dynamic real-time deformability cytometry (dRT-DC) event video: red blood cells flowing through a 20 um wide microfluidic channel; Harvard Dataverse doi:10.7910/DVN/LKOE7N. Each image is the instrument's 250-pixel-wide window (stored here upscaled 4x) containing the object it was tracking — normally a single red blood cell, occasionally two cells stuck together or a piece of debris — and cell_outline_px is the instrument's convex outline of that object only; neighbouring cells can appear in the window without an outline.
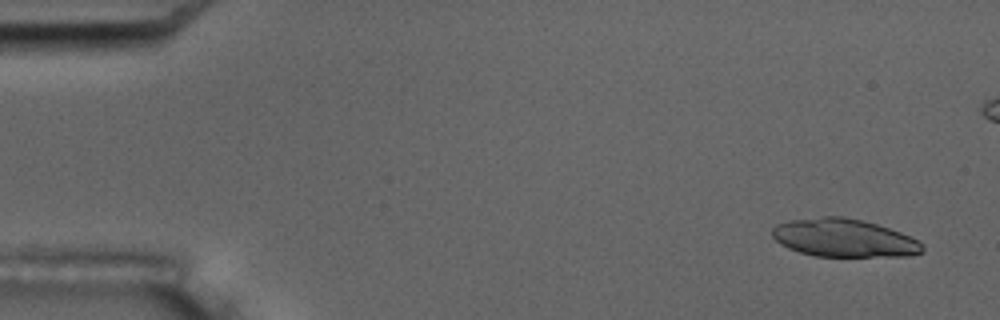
{"species": "common noctule bat (a hibernating species)", "species_latin": "Nyctalus noctula", "temperature_condition": "room temperature", "stored_images_in_passage": 5, "camera_frame_rate_fps": 3000, "um_per_image_px": 0.085, "animal": {"sex": "male", "body_mass_g": 17.5, "forearm_length_mm": 52.3}, "frame": {"image": 1, "passage_image": 1, "time_ms": 0.0, "image_size_px": [1000, 320], "cell_outline_px": [[924, 252], [908, 256], [816, 256], [800, 252], [788, 248], [780, 244], [772, 236], [772, 228], [776, 224], [788, 220], [824, 216], [844, 216], [876, 224], [900, 232], [924, 244]], "centroid_in_image_um": [71.71, 20.22], "position_along_channel_um": 13.3, "area_um2": 33.29}}